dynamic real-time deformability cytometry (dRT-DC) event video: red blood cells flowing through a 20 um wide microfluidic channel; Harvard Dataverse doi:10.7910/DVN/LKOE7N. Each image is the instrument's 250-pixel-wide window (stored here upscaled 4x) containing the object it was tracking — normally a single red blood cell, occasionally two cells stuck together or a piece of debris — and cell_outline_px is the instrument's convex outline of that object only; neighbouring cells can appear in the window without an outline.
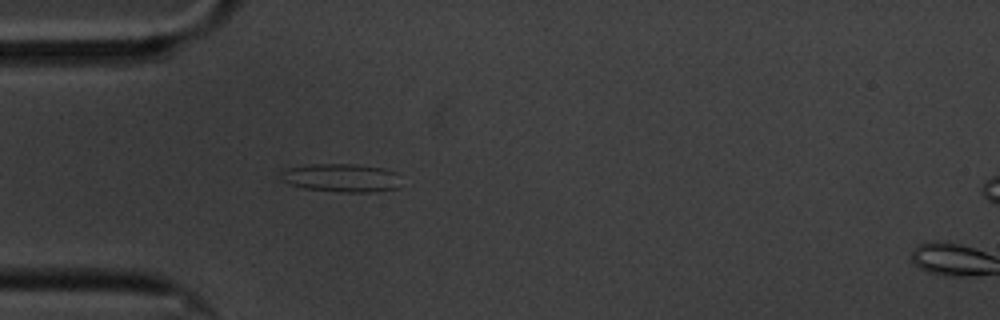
{"species": "common noctule bat (a hibernating species)", "species_latin": "Nyctalus noctula", "temperature_condition": "cold", "stored_images_in_passage": 49, "camera_frame_rate_fps": 3000, "um_per_image_px": 0.085, "animal": {"sex": "male", "body_mass_g": 20.1, "forearm_length_mm": 53.5}, "frame": {"image": 1, "passage_image": 6, "time_ms": 1.667, "image_size_px": [1000, 320], "cell_outline_px": [[400, 188], [376, 192], [340, 192], [304, 188], [288, 184], [280, 180], [280, 172], [288, 168], [308, 164], [356, 164], [384, 168], [396, 172]], "centroid_in_image_um": [29.0, 15.12], "position_along_channel_um": 56.0, "area_um2": 20.11}}
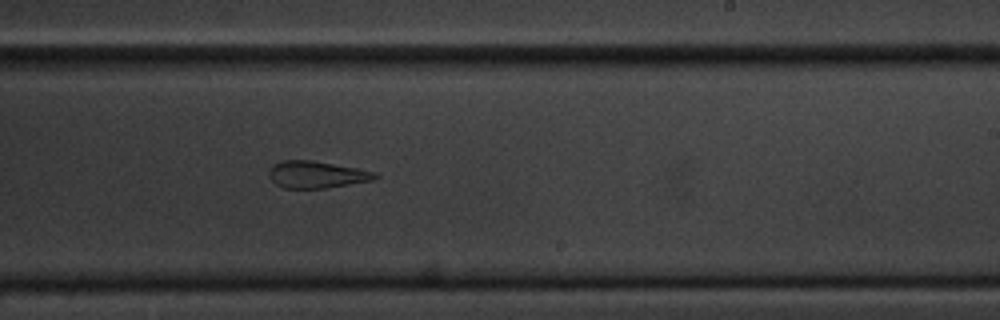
{"frame": {"image": 2, "passage_image": 25, "time_ms": 8.0, "image_size_px": [1000, 320], "cell_outline_px": [[380, 176], [372, 180], [324, 188], [284, 188], [276, 184], [268, 176], [268, 172], [272, 164], [280, 160], [312, 160], [356, 168], [376, 172]], "centroid_in_image_um": [26.86, 14.83], "position_along_channel_um": 262.1, "area_um2": 16.65}}
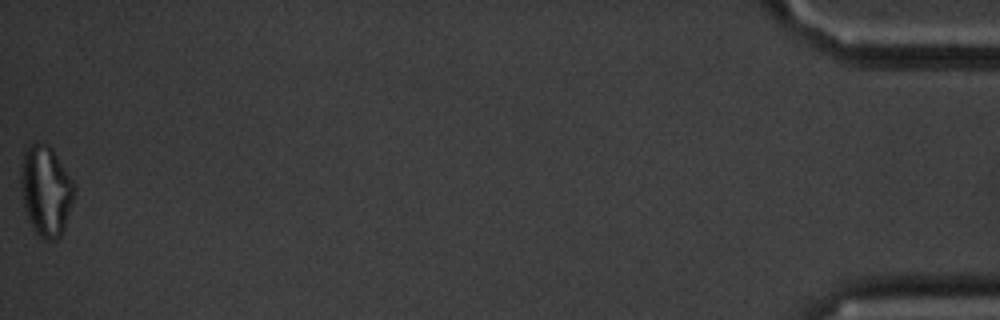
{"frame": {"image": 3, "passage_image": 49, "time_ms": 16.0, "image_size_px": [1000, 320], "cell_outline_px": [[76, 188], [64, 228], [60, 236], [56, 240], [44, 240], [32, 228], [24, 212], [20, 180], [20, 176], [24, 152], [32, 144], [48, 144], [52, 148], [72, 180]], "centroid_in_image_um": [3.89, 16.25], "position_along_channel_um": 431.3, "area_um2": 27.92}, "authors_computed_cell_mechanics": {"area_um2": 18.4382, "velocity_mm_per_s": 3.3321, "shape_relaxation_time_tau1_ms": null, "shape_relaxation_time_tau2_ms": 3.5249, "deformation_change_tau1": null, "deformation_change_tau2": 0.1518}}